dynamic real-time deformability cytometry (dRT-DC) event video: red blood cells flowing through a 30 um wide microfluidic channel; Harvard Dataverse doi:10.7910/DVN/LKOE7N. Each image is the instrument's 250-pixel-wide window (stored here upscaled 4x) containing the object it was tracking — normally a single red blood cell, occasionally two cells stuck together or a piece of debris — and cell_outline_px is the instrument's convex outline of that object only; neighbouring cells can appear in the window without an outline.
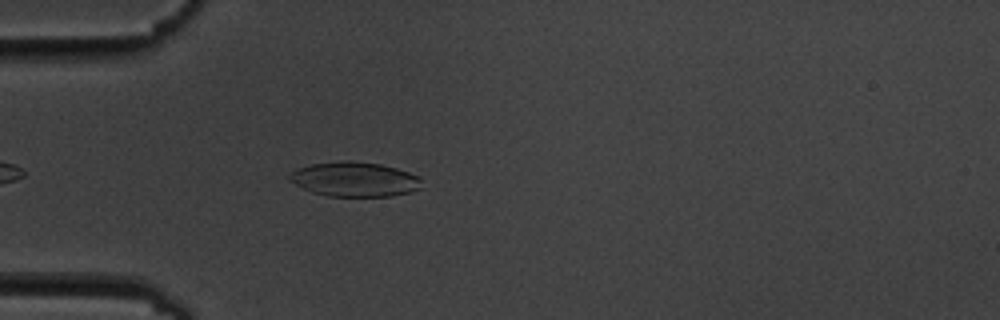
{"species": "common noctule bat (a hibernating species)", "species_latin": "Nyctalus noctula", "temperature_condition": "cold", "stored_images_in_passage": 2, "camera_frame_rate_fps": 3000, "um_per_image_px": 0.085, "animal": {"sex": "male", "body_mass_g": 19.5, "forearm_length_mm": 54.6}, "frame": {"image": 1, "passage_image": 2, "time_ms": 1.0, "image_size_px": [1000, 320], "cell_outline_px": [[420, 188], [412, 192], [392, 196], [328, 196], [312, 192], [288, 180], [288, 176], [296, 168], [312, 164], [340, 160], [348, 160], [380, 164], [396, 168], [420, 176]], "centroid_in_image_um": [30.14, 15.23], "position_along_channel_um": 54.9, "area_um2": 26.7}}